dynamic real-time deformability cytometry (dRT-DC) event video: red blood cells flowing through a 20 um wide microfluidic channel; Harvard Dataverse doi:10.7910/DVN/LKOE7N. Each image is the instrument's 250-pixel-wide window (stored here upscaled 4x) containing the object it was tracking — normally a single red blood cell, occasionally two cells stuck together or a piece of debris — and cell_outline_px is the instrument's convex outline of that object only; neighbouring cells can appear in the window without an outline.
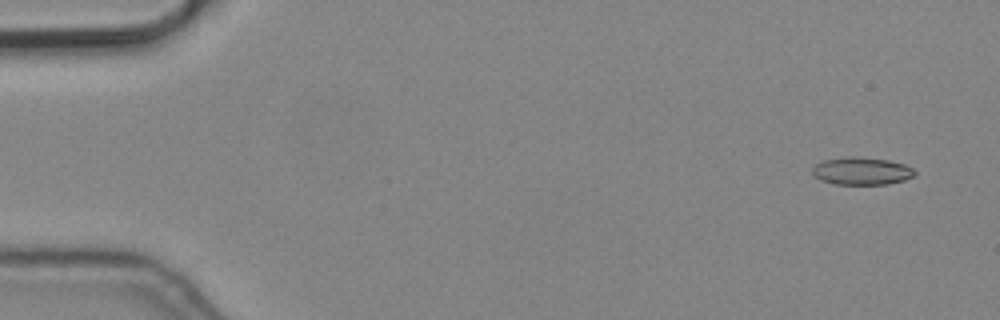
{"species": "common noctule bat (a hibernating species)", "species_latin": "Nyctalus noctula", "temperature_condition": "cold", "stored_images_in_passage": 5, "camera_frame_rate_fps": 3000, "um_per_image_px": 0.085, "animal": {"sex": "male", "body_mass_g": 19.2, "forearm_length_mm": 51.8}, "frame": {"image": 1, "passage_image": 1, "time_ms": 0.0, "image_size_px": [1000, 320], "cell_outline_px": [[916, 176], [904, 180], [888, 184], [836, 184], [820, 180], [812, 172], [812, 168], [816, 164], [824, 160], [852, 156], [856, 156], [888, 160], [904, 164], [912, 168], [916, 172]], "centroid_in_image_um": [73.27, 14.54], "position_along_channel_um": 11.7, "area_um2": 16.42}}
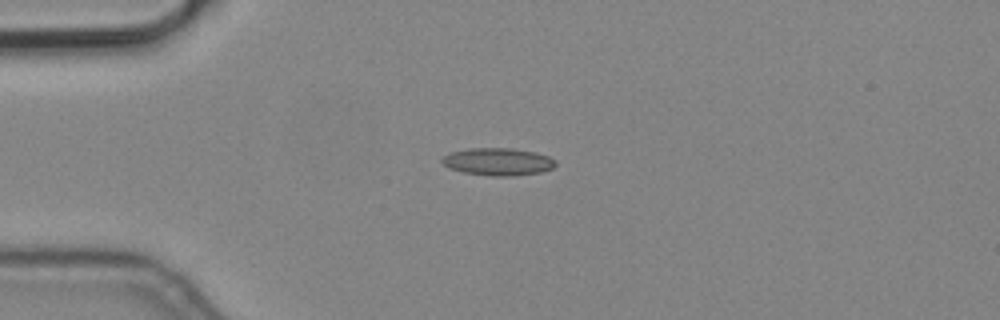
{"frame": {"image": 2, "passage_image": 4, "time_ms": 1.0, "image_size_px": [1000, 320], "cell_outline_px": [[556, 164], [552, 168], [540, 172], [516, 176], [492, 176], [464, 172], [448, 168], [440, 160], [444, 156], [452, 152], [472, 148], [512, 148], [536, 152], [548, 156], [556, 160]], "centroid_in_image_um": [42.35, 13.74], "position_along_channel_um": 42.7, "area_um2": 18.15}}